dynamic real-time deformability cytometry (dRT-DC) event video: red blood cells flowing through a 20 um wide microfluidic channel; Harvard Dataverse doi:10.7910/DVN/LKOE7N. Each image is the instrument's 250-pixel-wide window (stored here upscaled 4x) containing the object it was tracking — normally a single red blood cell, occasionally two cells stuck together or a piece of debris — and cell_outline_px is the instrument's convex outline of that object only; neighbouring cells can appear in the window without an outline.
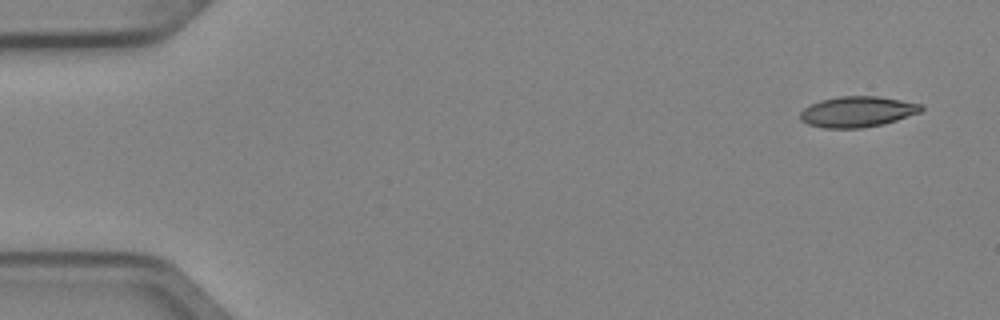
{"species": "Egyptian fruit bat (a non-hibernating species)", "species_latin": "Rousettus aegyptiacus", "temperature_condition": "cold", "stored_images_in_passage": 5, "camera_frame_rate_fps": 3000, "um_per_image_px": 0.085, "animal": {"sex": "female"}, "frame": {"image": 1, "passage_image": 1, "time_ms": 0.0, "image_size_px": [1000, 320], "cell_outline_px": [[924, 108], [920, 112], [884, 124], [860, 128], [824, 128], [808, 124], [800, 120], [800, 112], [804, 108], [820, 100], [840, 96], [880, 96], [924, 104]], "centroid_in_image_um": [72.89, 9.49], "position_along_channel_um": 12.1, "area_um2": 21.73}}
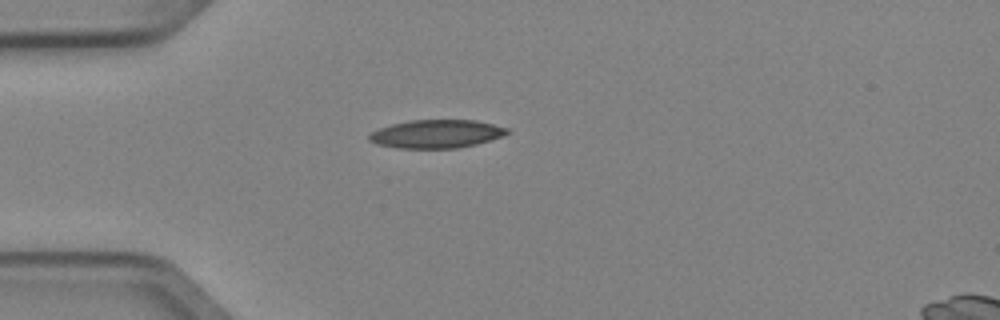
{"frame": {"image": 2, "passage_image": 4, "time_ms": 1.0, "image_size_px": [1000, 320], "cell_outline_px": [[512, 132], [504, 136], [476, 144], [456, 148], [400, 148], [376, 144], [368, 140], [368, 136], [372, 132], [380, 128], [392, 124], [408, 120], [476, 120], [508, 128]], "centroid_in_image_um": [37.12, 11.38], "position_along_channel_um": 47.9, "area_um2": 22.77}}